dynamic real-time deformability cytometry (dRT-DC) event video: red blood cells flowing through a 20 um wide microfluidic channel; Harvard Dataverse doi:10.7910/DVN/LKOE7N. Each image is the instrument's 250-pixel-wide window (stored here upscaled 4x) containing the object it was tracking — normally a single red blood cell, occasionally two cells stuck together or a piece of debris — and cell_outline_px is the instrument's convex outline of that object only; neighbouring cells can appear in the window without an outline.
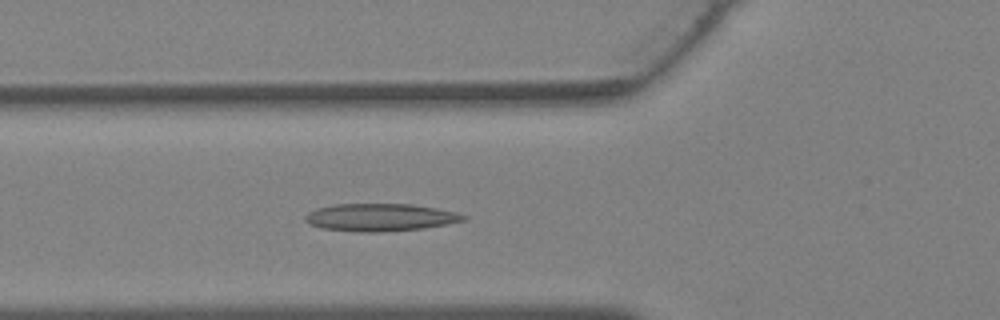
{"species": "Egyptian fruit bat (a non-hibernating species)", "species_latin": "Rousettus aegyptiacus", "temperature_condition": "warm", "stored_images_in_passage": 31, "camera_frame_rate_fps": 3000, "um_per_image_px": 0.085, "animal": {"sex": "female"}, "frame": {"image": 1, "passage_image": 8, "time_ms": 2.333, "image_size_px": [1000, 320], "cell_outline_px": [[468, 216], [464, 220], [424, 228], [384, 232], [360, 232], [324, 228], [312, 224], [304, 220], [304, 216], [308, 212], [316, 208], [332, 204], [408, 204], [436, 208], [456, 212]], "centroid_in_image_um": [32.29, 18.47], "position_along_channel_um": 93.5, "area_um2": 25.26}}
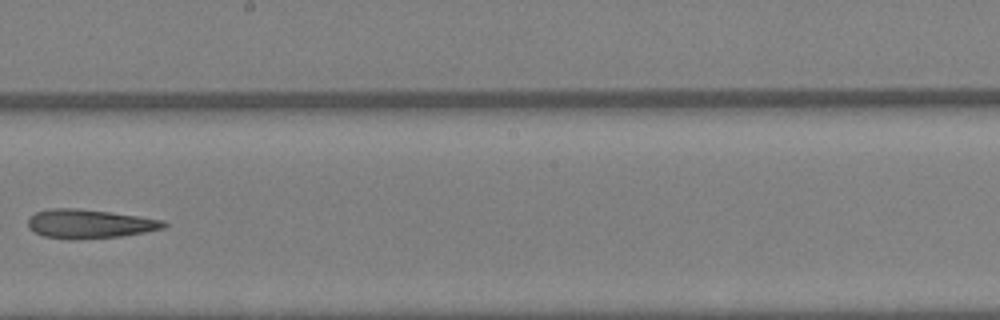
{"frame": {"image": 2, "passage_image": 16, "time_ms": 5.0, "image_size_px": [1000, 320], "cell_outline_px": [[168, 224], [164, 228], [144, 232], [120, 236], [72, 240], [44, 236], [32, 232], [28, 228], [28, 220], [36, 212], [52, 208], [80, 208], [164, 220]], "centroid_in_image_um": [7.57, 19.03], "position_along_channel_um": 240.6, "area_um2": 22.83}}
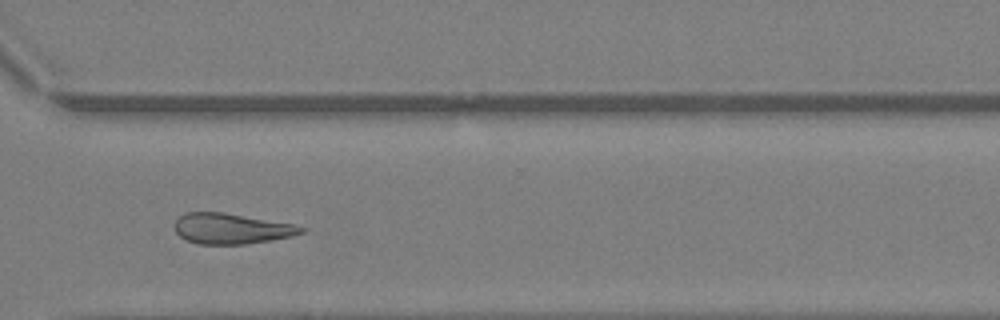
{"frame": {"image": 3, "passage_image": 22, "time_ms": 7.0, "image_size_px": [1000, 320], "cell_outline_px": [[308, 228], [304, 232], [292, 236], [272, 240], [244, 244], [200, 244], [188, 240], [180, 236], [176, 232], [172, 224], [184, 212], [224, 212], [296, 224]], "centroid_in_image_um": [19.69, 19.42], "position_along_channel_um": 350.9, "area_um2": 22.77}}